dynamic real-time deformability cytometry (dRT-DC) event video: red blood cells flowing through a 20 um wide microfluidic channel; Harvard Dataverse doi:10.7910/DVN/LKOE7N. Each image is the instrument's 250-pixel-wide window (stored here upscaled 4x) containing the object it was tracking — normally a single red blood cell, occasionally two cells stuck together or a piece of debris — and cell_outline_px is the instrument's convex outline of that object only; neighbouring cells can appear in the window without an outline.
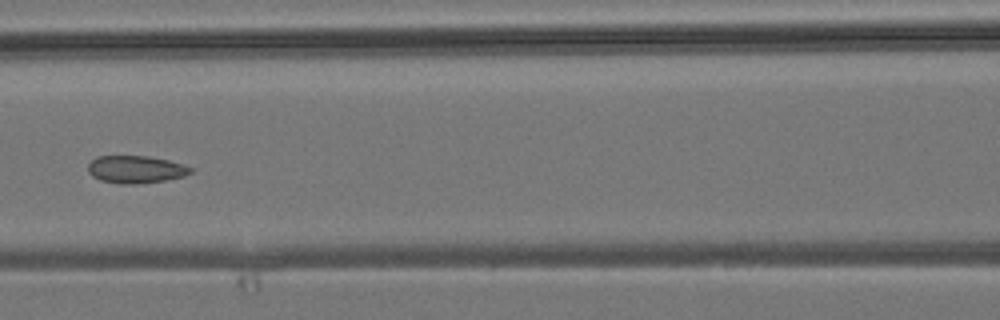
{"species": "common noctule bat (a hibernating species)", "species_latin": "Nyctalus noctula", "temperature_condition": "room temperature", "stored_images_in_passage": 7, "camera_frame_rate_fps": 3000, "um_per_image_px": 0.085, "animal": {"sex": "male", "body_mass_g": 19.2, "forearm_length_mm": 51.8}, "frame": {"image": 1, "passage_image": 6, "time_ms": 5.667, "image_size_px": [1000, 320], "cell_outline_px": [[192, 172], [184, 176], [164, 180], [132, 184], [120, 184], [100, 180], [92, 176], [88, 172], [88, 164], [96, 156], [148, 156], [168, 160], [192, 168]], "centroid_in_image_um": [11.49, 14.39], "position_along_channel_um": 155.1, "area_um2": 16.3}}
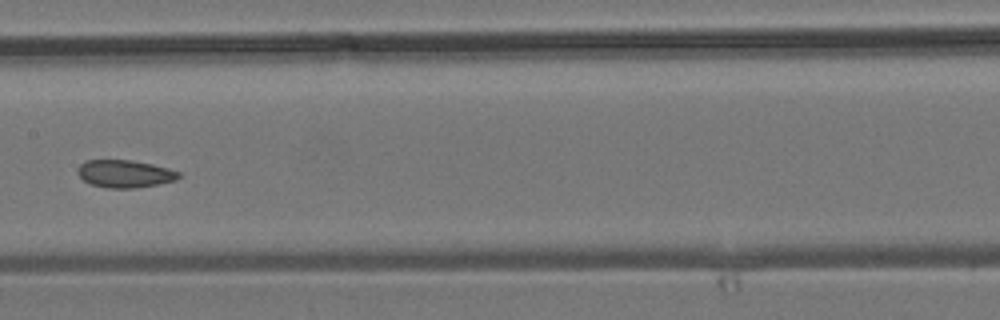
{"frame": {"image": 2, "passage_image": 7, "time_ms": 6.667, "image_size_px": [1000, 320], "cell_outline_px": [[180, 176], [176, 180], [156, 184], [132, 188], [108, 188], [92, 184], [84, 180], [76, 172], [80, 164], [88, 160], [128, 160], [152, 164], [168, 168], [180, 172]], "centroid_in_image_um": [10.6, 14.76], "position_along_channel_um": 196.8, "area_um2": 16.01}}